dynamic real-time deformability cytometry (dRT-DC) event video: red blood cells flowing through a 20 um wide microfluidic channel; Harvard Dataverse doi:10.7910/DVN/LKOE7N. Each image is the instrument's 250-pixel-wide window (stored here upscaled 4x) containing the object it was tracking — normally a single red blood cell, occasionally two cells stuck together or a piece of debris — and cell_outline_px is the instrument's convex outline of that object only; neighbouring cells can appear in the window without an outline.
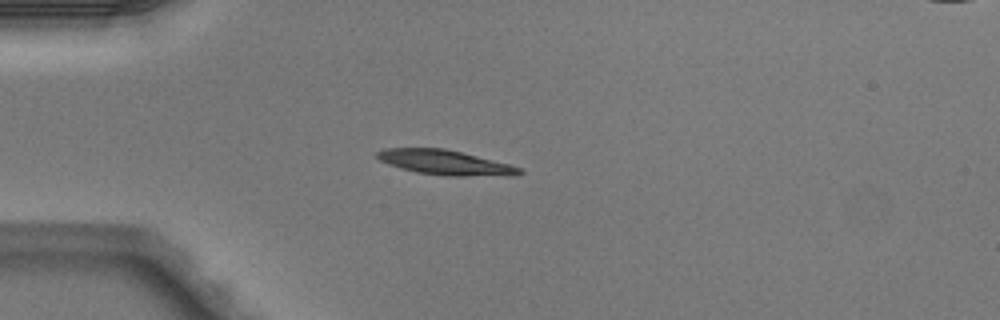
{"species": "Egyptian fruit bat (a non-hibernating species)", "species_latin": "Rousettus aegyptiacus", "temperature_condition": "warm", "stored_images_in_passage": 4, "camera_frame_rate_fps": 3000, "um_per_image_px": 0.085, "animal": {"sex": "male"}, "frame": {"image": 1, "passage_image": 4, "time_ms": 1.0, "image_size_px": [1000, 320], "cell_outline_px": [[524, 172], [512, 176], [448, 176], [416, 172], [400, 168], [388, 164], [380, 160], [376, 156], [376, 152], [384, 148], [444, 148], [524, 168]], "centroid_in_image_um": [37.85, 13.82], "position_along_channel_um": 47.2, "area_um2": 20.52}}